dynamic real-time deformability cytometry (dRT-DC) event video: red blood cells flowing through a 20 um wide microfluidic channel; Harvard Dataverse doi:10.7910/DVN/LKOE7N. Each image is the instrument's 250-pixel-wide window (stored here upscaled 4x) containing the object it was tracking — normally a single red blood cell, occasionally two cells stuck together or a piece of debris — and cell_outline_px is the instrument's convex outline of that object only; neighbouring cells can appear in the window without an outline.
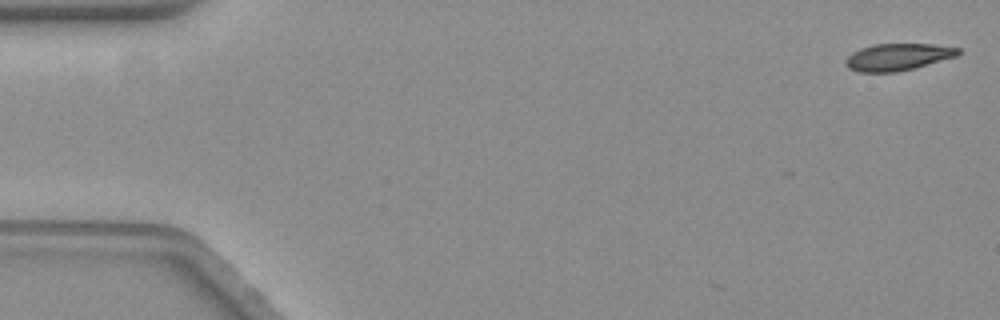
{"species": "common noctule bat (a hibernating species)", "species_latin": "Nyctalus noctula", "temperature_condition": "warm", "stored_images_in_passage": 2, "camera_frame_rate_fps": 3000, "um_per_image_px": 0.085, "animal": {"sex": "female", "body_mass_g": 19.3, "forearm_length_mm": 54.1}, "frame": {"image": 1, "passage_image": 2, "time_ms": 0.333, "image_size_px": [1000, 320], "cell_outline_px": [[960, 52], [956, 56], [912, 68], [896, 72], [860, 72], [848, 68], [844, 64], [844, 60], [852, 52], [860, 48], [872, 44], [932, 44], [960, 48]], "centroid_in_image_um": [76.25, 4.83], "position_along_channel_um": 8.7, "area_um2": 17.57}}